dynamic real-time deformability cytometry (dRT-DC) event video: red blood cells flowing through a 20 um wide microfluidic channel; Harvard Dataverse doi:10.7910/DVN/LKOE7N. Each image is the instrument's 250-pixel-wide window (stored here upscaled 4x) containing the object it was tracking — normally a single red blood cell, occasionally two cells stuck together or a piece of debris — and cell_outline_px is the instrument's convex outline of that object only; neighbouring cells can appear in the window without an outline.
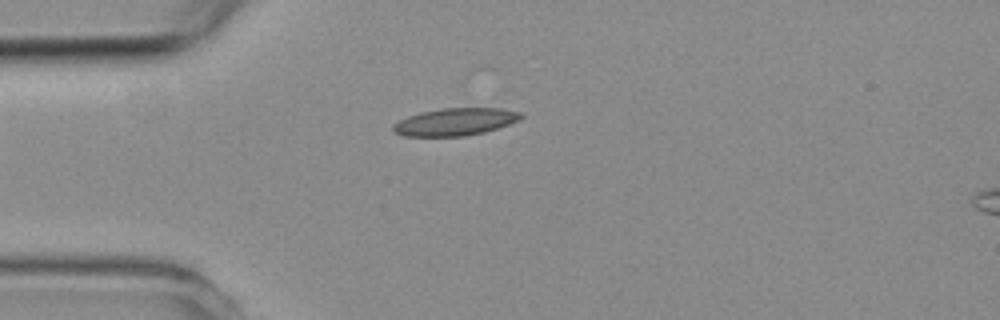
{"species": "common noctule bat (a hibernating species)", "species_latin": "Nyctalus noctula", "temperature_condition": "room temperature", "stored_images_in_passage": 3, "camera_frame_rate_fps": 3000, "um_per_image_px": 0.085, "animal": {"sex": "female", "body_mass_g": 19.3, "forearm_length_mm": 54.1}, "frame": {"image": 1, "passage_image": 3, "time_ms": 3.333, "image_size_px": [1000, 320], "cell_outline_px": [[524, 116], [520, 120], [484, 132], [464, 136], [404, 136], [392, 132], [392, 124], [408, 116], [420, 112], [444, 108], [500, 108], [520, 112]], "centroid_in_image_um": [38.66, 10.35], "position_along_channel_um": 46.3, "area_um2": 20.4}}